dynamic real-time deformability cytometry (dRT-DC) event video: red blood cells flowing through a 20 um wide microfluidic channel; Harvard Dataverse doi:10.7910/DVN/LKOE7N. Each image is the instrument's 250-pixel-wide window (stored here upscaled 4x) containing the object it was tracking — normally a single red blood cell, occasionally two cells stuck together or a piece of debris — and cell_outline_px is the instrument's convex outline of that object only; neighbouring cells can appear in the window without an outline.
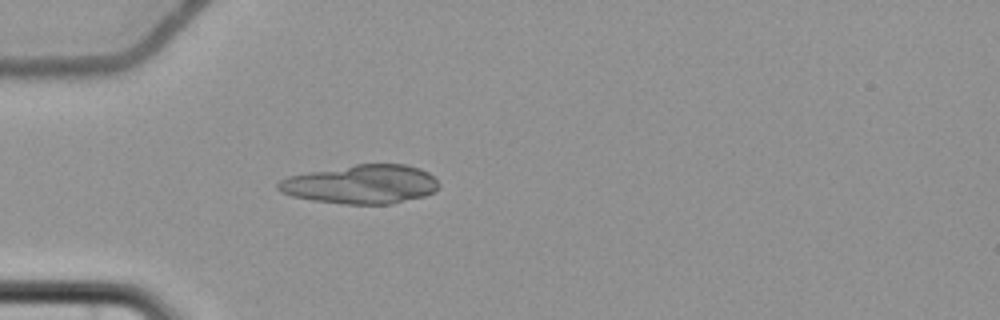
{"species": "common noctule bat (a hibernating species)", "species_latin": "Nyctalus noctula", "temperature_condition": "cold", "stored_images_in_passage": 1, "camera_frame_rate_fps": 3000, "um_per_image_px": 0.085, "animal": {"sex": "female", "body_mass_g": 22.7, "forearm_length_mm": 54.2}, "frame": {"image": 1, "passage_image": 1, "time_ms": 0.0, "image_size_px": [1000, 320], "cell_outline_px": [[440, 184], [432, 192], [424, 196], [392, 204], [344, 204], [312, 200], [292, 196], [276, 188], [276, 184], [280, 180], [288, 176], [308, 172], [356, 164], [404, 164], [420, 168], [428, 172]], "centroid_in_image_um": [30.69, 15.66], "position_along_channel_um": 54.3, "area_um2": 36.3}}